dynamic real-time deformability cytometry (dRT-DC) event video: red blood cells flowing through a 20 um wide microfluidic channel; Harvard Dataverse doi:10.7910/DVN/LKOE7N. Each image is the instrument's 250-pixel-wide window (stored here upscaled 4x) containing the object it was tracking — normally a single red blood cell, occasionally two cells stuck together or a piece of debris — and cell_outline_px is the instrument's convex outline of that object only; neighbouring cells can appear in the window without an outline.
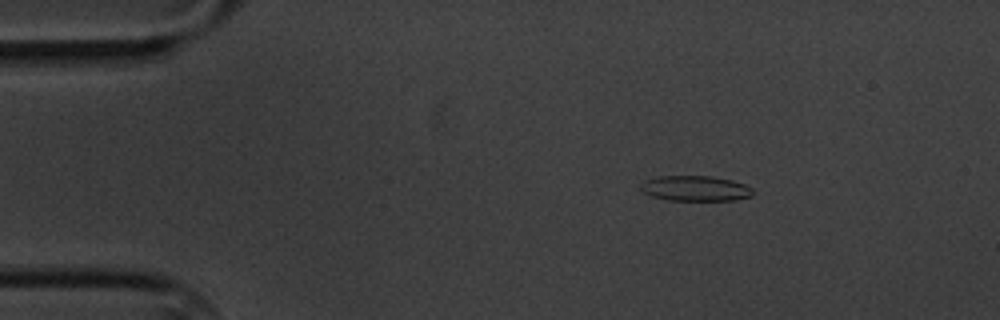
{"species": "common noctule bat (a hibernating species)", "species_latin": "Nyctalus noctula", "temperature_condition": "cold", "stored_images_in_passage": 4, "camera_frame_rate_fps": 3000, "um_per_image_px": 0.085, "animal": {"sex": "male", "body_mass_g": 20.1, "forearm_length_mm": 53.5}, "frame": {"image": 1, "passage_image": 3, "time_ms": 2.333, "image_size_px": [1000, 320], "cell_outline_px": [[756, 192], [752, 196], [736, 200], [668, 200], [652, 196], [644, 192], [640, 188], [640, 184], [644, 180], [660, 176], [712, 176], [732, 180], [744, 184], [752, 188]], "centroid_in_image_um": [59.14, 16.01], "position_along_channel_um": 25.9, "area_um2": 16.65}}